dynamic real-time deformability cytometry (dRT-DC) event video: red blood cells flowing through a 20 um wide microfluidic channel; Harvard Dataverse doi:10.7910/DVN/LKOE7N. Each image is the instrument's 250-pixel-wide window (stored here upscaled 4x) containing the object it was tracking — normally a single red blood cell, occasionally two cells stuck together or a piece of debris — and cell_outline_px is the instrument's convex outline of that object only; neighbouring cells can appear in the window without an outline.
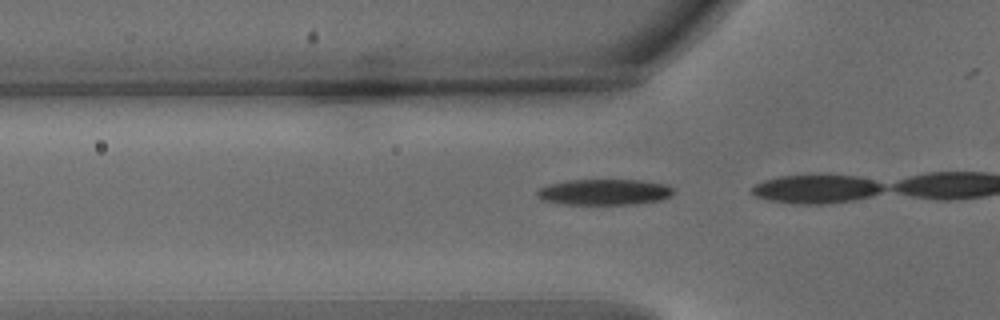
{"species": "common noctule bat (a hibernating species)", "species_latin": "Nyctalus noctula", "temperature_condition": "warm", "stored_images_in_passage": 6, "camera_frame_rate_fps": 3000, "um_per_image_px": 0.085, "animal": {"sex": "male", "body_mass_g": 15.6}, "frame": {"image": 1, "passage_image": 2, "time_ms": 0.333, "image_size_px": [1000, 320], "cell_outline_px": [[676, 188], [672, 196], [660, 200], [636, 204], [568, 204], [540, 200], [536, 196], [536, 192], [540, 188], [548, 184], [564, 180], [640, 180], [664, 184]], "centroid_in_image_um": [51.37, 16.32], "position_along_channel_um": 74.4, "area_um2": 20.75}}